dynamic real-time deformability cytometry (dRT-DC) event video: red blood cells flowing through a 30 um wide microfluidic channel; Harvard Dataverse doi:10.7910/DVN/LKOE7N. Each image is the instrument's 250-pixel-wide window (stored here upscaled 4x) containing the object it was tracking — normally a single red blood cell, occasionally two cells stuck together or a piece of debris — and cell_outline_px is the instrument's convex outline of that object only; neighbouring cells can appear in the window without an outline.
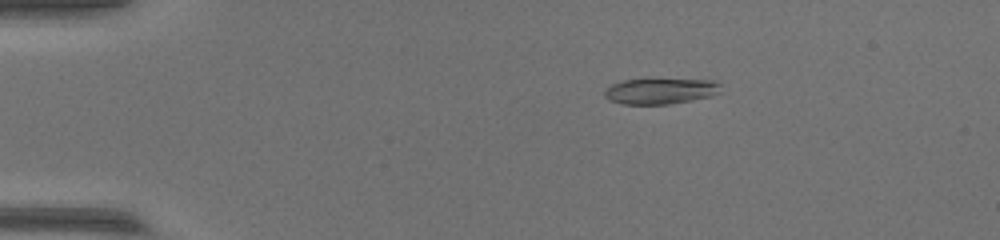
{"species": "common noctule bat (a hibernating species)", "species_latin": "Nyctalus noctula", "temperature_condition": "warm", "stored_images_in_passage": 44, "camera_frame_rate_fps": 3000, "um_per_image_px": 0.085, "animal": {"sex": "female", "body_mass_g": 17.0, "forearm_length_mm": 48.0}, "frame": {"image": 1, "passage_image": 1, "time_ms": 0.0, "image_size_px": [1000, 240], "cell_outline_px": [[720, 92], [708, 96], [692, 100], [668, 104], [624, 104], [612, 100], [604, 96], [604, 92], [612, 84], [624, 80], [712, 80], [720, 84]], "centroid_in_image_um": [56.14, 7.75], "position_along_channel_um": 28.9, "area_um2": 16.94}}
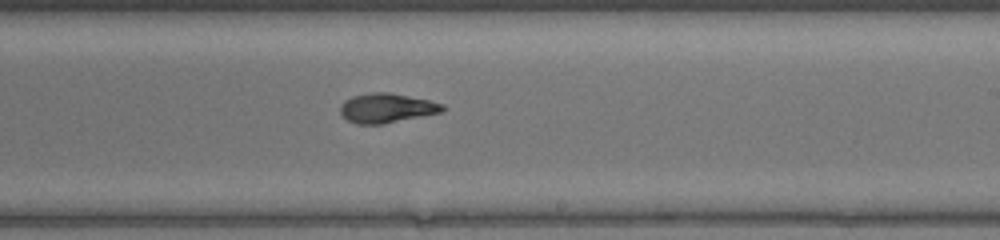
{"frame": {"image": 2, "passage_image": 24, "time_ms": 7.667, "image_size_px": [1000, 240], "cell_outline_px": [[444, 108], [440, 112], [380, 124], [356, 124], [348, 120], [340, 112], [340, 104], [344, 100], [352, 96], [368, 92], [388, 92], [428, 100], [444, 104]], "centroid_in_image_um": [32.8, 9.17], "position_along_channel_um": 256.2, "area_um2": 17.28}}
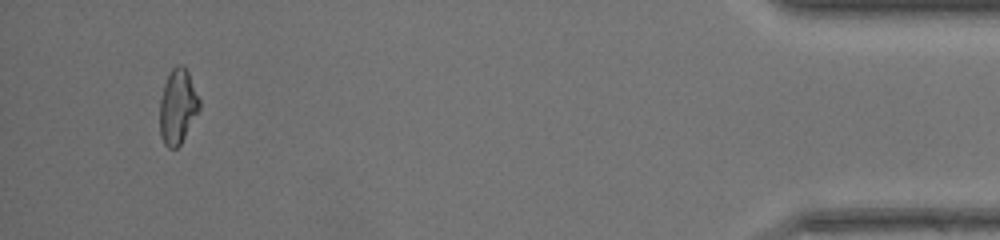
{"frame": {"image": 3, "passage_image": 42, "time_ms": 13.667, "image_size_px": [1000, 240], "cell_outline_px": [[200, 108], [180, 144], [176, 148], [168, 148], [164, 144], [160, 136], [160, 100], [164, 84], [172, 68], [176, 64], [180, 64], [188, 72], [200, 100]], "centroid_in_image_um": [15.09, 9.06], "position_along_channel_um": 420.1, "area_um2": 17.05}}